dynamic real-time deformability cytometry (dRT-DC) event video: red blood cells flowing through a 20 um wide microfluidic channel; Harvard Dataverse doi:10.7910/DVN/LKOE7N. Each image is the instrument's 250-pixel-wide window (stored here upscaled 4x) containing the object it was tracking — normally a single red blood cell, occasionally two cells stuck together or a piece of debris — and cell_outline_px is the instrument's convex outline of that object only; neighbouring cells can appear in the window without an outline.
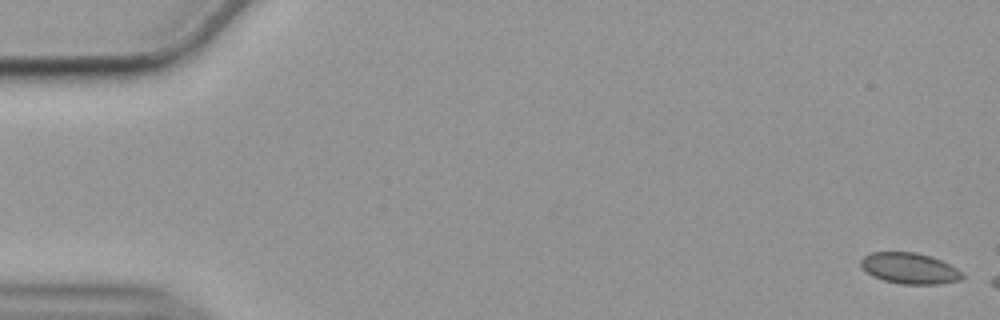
{"species": "common noctule bat (a hibernating species)", "species_latin": "Nyctalus noctula", "temperature_condition": "cold", "stored_images_in_passage": 7, "camera_frame_rate_fps": 3000, "um_per_image_px": 0.085, "animal": {"sex": "female", "body_mass_g": 19.9}, "frame": {"image": 1, "passage_image": 1, "time_ms": 0.0, "image_size_px": [1000, 320], "cell_outline_px": [[964, 276], [960, 280], [940, 284], [900, 284], [884, 280], [872, 276], [860, 268], [860, 260], [864, 256], [872, 252], [916, 252], [932, 256], [956, 268]], "centroid_in_image_um": [77.27, 22.8], "position_along_channel_um": 7.7, "area_um2": 18.38}}